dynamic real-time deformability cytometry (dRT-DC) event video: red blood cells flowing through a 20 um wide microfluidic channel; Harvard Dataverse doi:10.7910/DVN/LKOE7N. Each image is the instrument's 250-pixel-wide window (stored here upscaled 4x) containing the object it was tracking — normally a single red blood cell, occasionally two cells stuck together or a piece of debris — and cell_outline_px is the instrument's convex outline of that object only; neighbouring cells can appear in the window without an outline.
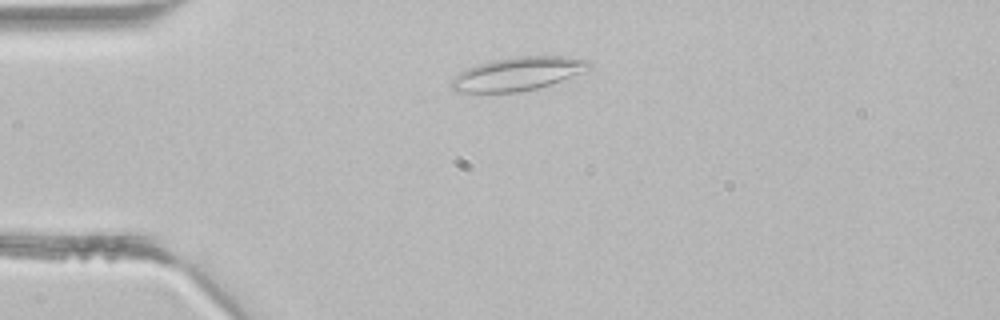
{"species": "common noctule bat (a hibernating species)", "species_latin": "Nyctalus noctula", "temperature_condition": "room temperature", "stored_images_in_passage": 2, "camera_frame_rate_fps": 3000, "um_per_image_px": 0.085, "animal": {"sex": "male", "body_mass_g": 21.5, "forearm_length_mm": 52.0}, "frame": {"image": 1, "passage_image": 1, "time_ms": 0.0, "image_size_px": [1000, 320], "cell_outline_px": [[592, 64], [560, 80], [536, 88], [516, 92], [456, 92], [448, 84], [452, 76], [468, 68], [492, 60], [516, 56], [560, 56], [588, 60]], "centroid_in_image_um": [43.85, 6.27], "position_along_channel_um": 41.1, "area_um2": 26.07}}